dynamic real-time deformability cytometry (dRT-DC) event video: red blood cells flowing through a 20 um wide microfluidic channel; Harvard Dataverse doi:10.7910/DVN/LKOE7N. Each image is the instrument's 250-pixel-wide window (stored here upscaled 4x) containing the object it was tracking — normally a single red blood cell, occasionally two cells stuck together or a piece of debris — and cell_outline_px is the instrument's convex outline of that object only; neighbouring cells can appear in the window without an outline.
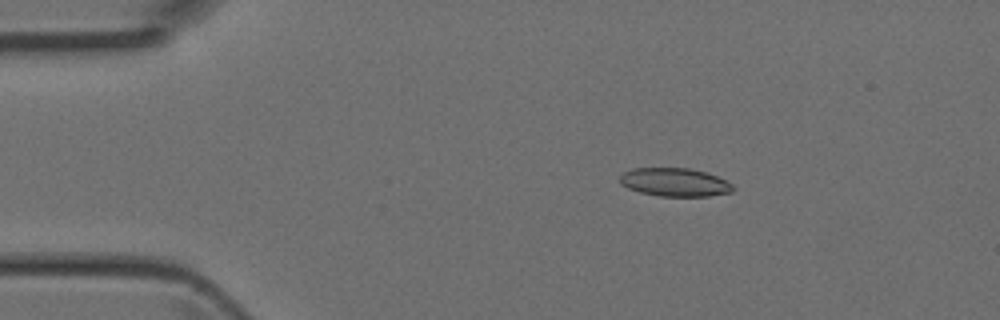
{"species": "Egyptian fruit bat (a non-hibernating species)", "species_latin": "Rousettus aegyptiacus", "temperature_condition": "room temperature", "stored_images_in_passage": 6, "camera_frame_rate_fps": 3000, "um_per_image_px": 0.085, "animal": {"sex": "female"}, "frame": {"image": 1, "passage_image": 3, "time_ms": 0.667, "image_size_px": [1000, 320], "cell_outline_px": [[736, 188], [732, 192], [708, 196], [660, 196], [640, 192], [628, 188], [620, 184], [620, 176], [624, 172], [632, 168], [688, 168], [704, 172], [716, 176], [732, 184]], "centroid_in_image_um": [57.35, 15.49], "position_along_channel_um": 27.7, "area_um2": 18.61}}
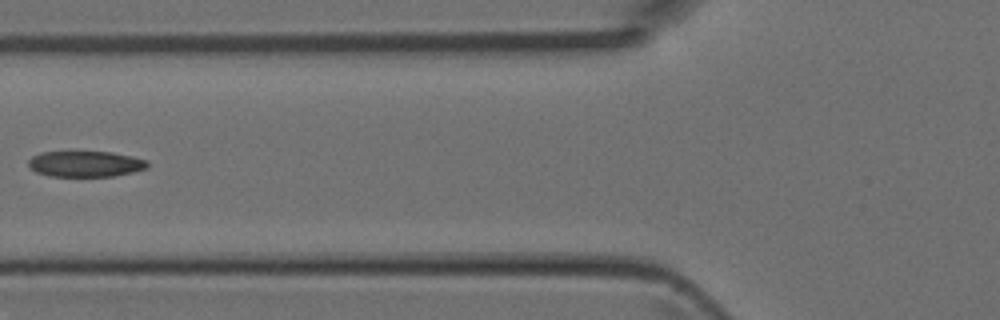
{"frame": {"image": 2, "passage_image": 6, "time_ms": 1.667, "image_size_px": [1000, 320], "cell_outline_px": [[148, 168], [132, 172], [112, 176], [48, 176], [36, 172], [28, 164], [28, 160], [32, 156], [40, 152], [112, 152], [132, 156], [148, 160]], "centroid_in_image_um": [7.27, 13.93], "position_along_channel_um": 118.5, "area_um2": 17.92}}